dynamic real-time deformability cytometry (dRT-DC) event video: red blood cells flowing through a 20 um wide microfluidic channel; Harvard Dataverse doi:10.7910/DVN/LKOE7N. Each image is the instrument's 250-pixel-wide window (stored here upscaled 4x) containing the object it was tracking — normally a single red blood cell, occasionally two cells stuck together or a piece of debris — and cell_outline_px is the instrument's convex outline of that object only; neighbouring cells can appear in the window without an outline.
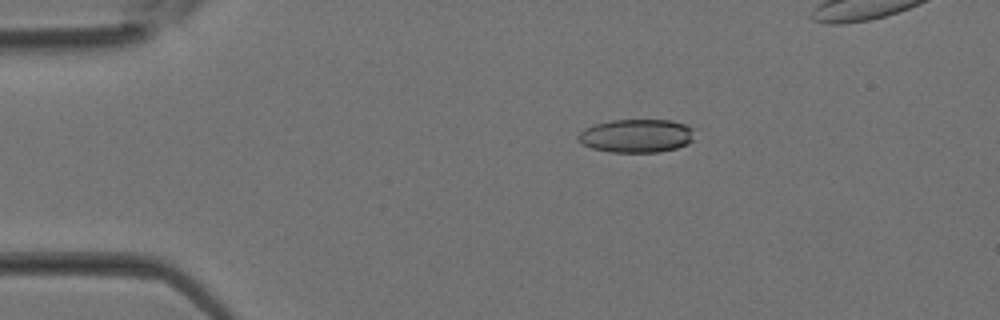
{"species": "Egyptian fruit bat (a non-hibernating species)", "species_latin": "Rousettus aegyptiacus", "temperature_condition": "room temperature", "stored_images_in_passage": 30, "camera_frame_rate_fps": 3000, "um_per_image_px": 0.085, "animal": {"sex": "female"}, "frame": {"image": 1, "passage_image": 3, "time_ms": 0.667, "image_size_px": [1000, 320], "cell_outline_px": [[692, 140], [688, 144], [676, 148], [660, 152], [608, 152], [592, 148], [584, 144], [576, 136], [584, 128], [592, 124], [612, 120], [672, 120], [684, 124], [692, 128]], "centroid_in_image_um": [54.08, 11.54], "position_along_channel_um": 30.9, "area_um2": 22.66}}
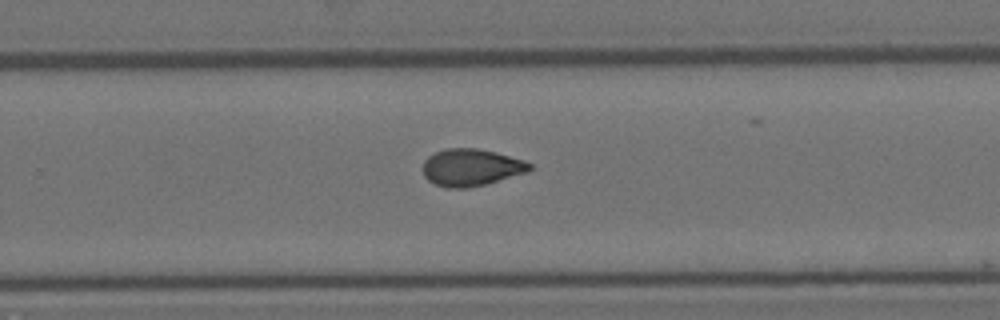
{"frame": {"image": 2, "passage_image": 20, "time_ms": 6.333, "image_size_px": [1000, 320], "cell_outline_px": [[532, 168], [528, 172], [484, 184], [464, 188], [448, 188], [436, 184], [428, 180], [424, 176], [424, 160], [428, 156], [436, 152], [448, 148], [476, 148], [496, 152], [524, 160], [532, 164]], "centroid_in_image_um": [40.06, 14.22], "position_along_channel_um": 289.7, "area_um2": 22.89}}
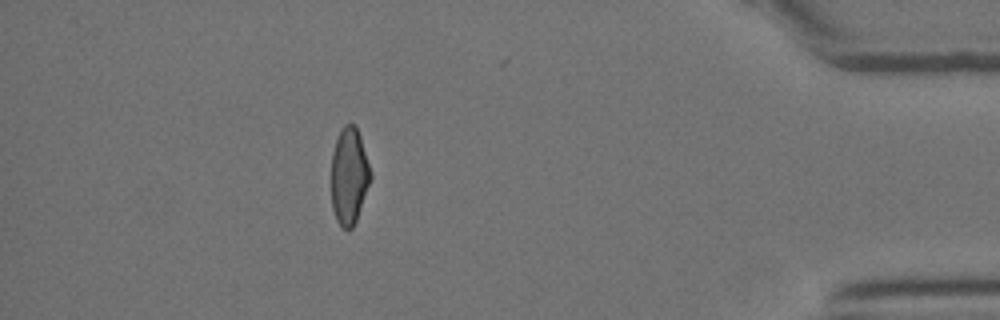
{"frame": {"image": 3, "passage_image": 29, "time_ms": 9.333, "image_size_px": [1000, 320], "cell_outline_px": [[372, 176], [356, 220], [352, 228], [344, 228], [336, 220], [332, 208], [332, 152], [340, 128], [344, 124], [356, 124], [372, 172]], "centroid_in_image_um": [29.68, 14.91], "position_along_channel_um": 405.5, "area_um2": 22.08}}